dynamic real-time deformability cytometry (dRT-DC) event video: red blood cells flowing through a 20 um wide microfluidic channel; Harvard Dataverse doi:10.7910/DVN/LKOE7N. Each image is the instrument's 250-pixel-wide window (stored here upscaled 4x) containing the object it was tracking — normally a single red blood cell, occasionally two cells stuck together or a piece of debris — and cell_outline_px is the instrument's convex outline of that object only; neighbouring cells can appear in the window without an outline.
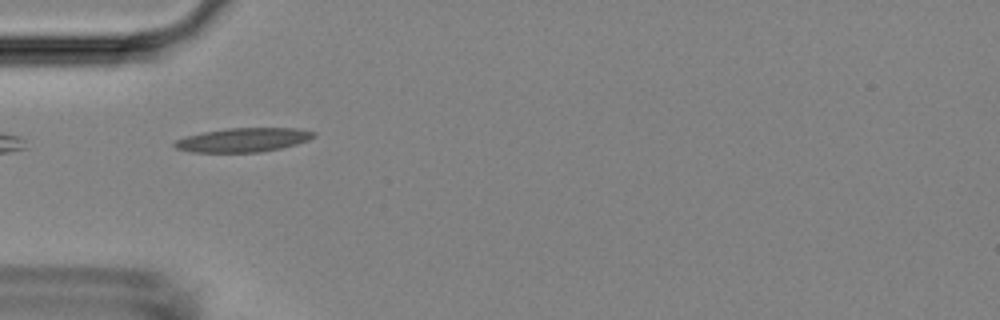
{"species": "Egyptian fruit bat (a non-hibernating species)", "species_latin": "Rousettus aegyptiacus", "temperature_condition": "room temperature", "stored_images_in_passage": 38, "camera_frame_rate_fps": 3000, "um_per_image_px": 0.085, "animal": {"sex": "female"}, "frame": {"image": 1, "passage_image": 1, "time_ms": 0.0, "image_size_px": [1000, 320], "cell_outline_px": [[316, 136], [308, 140], [296, 144], [280, 148], [260, 152], [192, 152], [176, 148], [172, 144], [176, 140], [188, 136], [204, 132], [228, 128], [296, 128], [316, 132]], "centroid_in_image_um": [20.7, 11.89], "position_along_channel_um": 64.3, "area_um2": 19.31}}
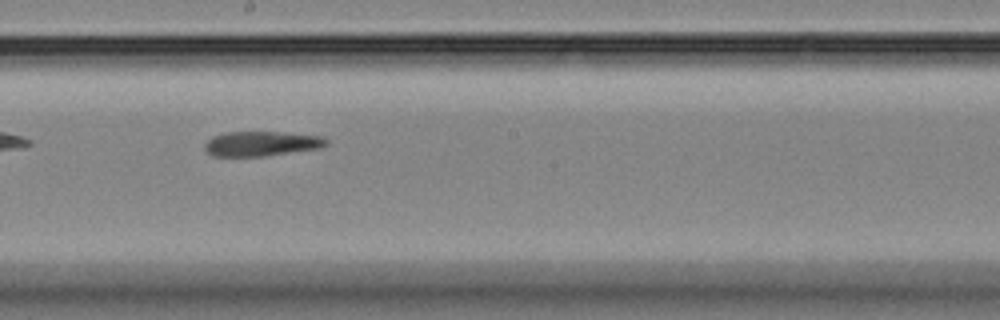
{"frame": {"image": 2, "passage_image": 14, "time_ms": 4.333, "image_size_px": [1000, 320], "cell_outline_px": [[328, 144], [320, 148], [264, 156], [212, 156], [204, 148], [204, 144], [212, 136], [224, 132], [276, 132], [320, 136], [328, 140]], "centroid_in_image_um": [22.19, 12.21], "position_along_channel_um": 226.0, "area_um2": 17.46}}
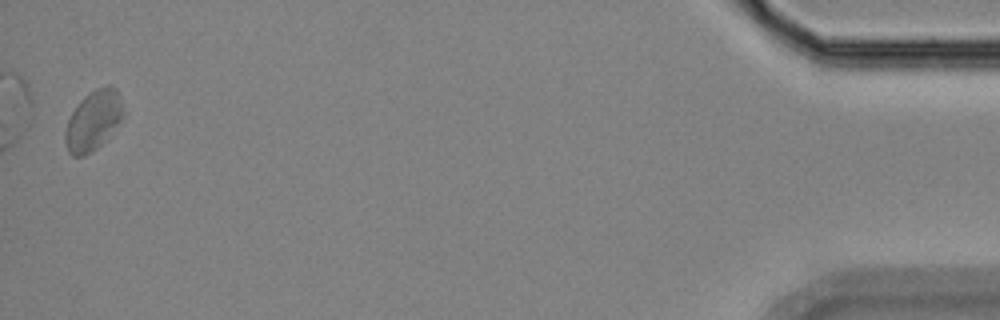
{"frame": {"image": 3, "passage_image": 37, "time_ms": 12.0, "image_size_px": [1000, 320], "cell_outline_px": [[124, 116], [104, 140], [96, 148], [84, 156], [72, 156], [68, 152], [64, 144], [64, 132], [68, 120], [72, 112], [80, 100], [84, 96], [96, 88], [108, 84], [116, 88], [120, 96], [124, 112]], "centroid_in_image_um": [7.91, 10.23], "position_along_channel_um": 427.3, "area_um2": 20.23}}